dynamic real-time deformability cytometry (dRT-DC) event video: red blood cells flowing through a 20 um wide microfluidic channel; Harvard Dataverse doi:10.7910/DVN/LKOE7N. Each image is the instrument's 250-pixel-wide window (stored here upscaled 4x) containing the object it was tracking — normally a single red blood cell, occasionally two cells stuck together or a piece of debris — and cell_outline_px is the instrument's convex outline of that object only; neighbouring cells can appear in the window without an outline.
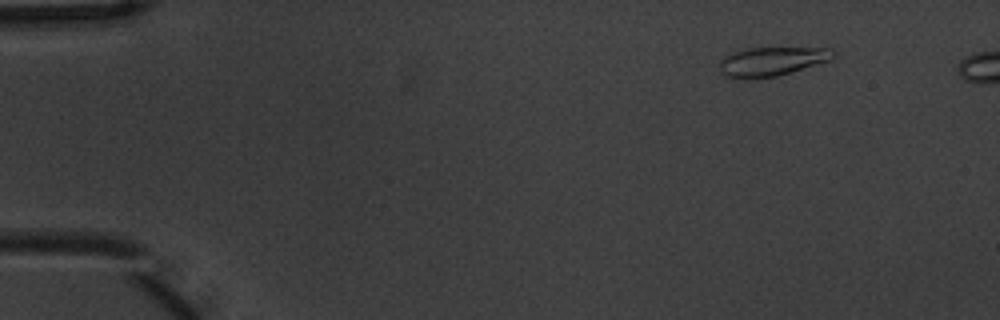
{"species": "common noctule bat (a hibernating species)", "species_latin": "Nyctalus noctula", "temperature_condition": "warm", "stored_images_in_passage": 5, "camera_frame_rate_fps": 3000, "um_per_image_px": 0.085, "animal": {"sex": "male", "body_mass_g": 20.1, "forearm_length_mm": 53.5}, "frame": {"image": 1, "passage_image": 1, "time_ms": 0.0, "image_size_px": [1000, 320], "cell_outline_px": [[836, 52], [828, 60], [776, 76], [748, 80], [736, 80], [724, 76], [720, 72], [720, 60], [728, 52], [744, 48], [832, 48]], "centroid_in_image_um": [65.46, 5.23], "position_along_channel_um": 19.5, "area_um2": 19.42}}